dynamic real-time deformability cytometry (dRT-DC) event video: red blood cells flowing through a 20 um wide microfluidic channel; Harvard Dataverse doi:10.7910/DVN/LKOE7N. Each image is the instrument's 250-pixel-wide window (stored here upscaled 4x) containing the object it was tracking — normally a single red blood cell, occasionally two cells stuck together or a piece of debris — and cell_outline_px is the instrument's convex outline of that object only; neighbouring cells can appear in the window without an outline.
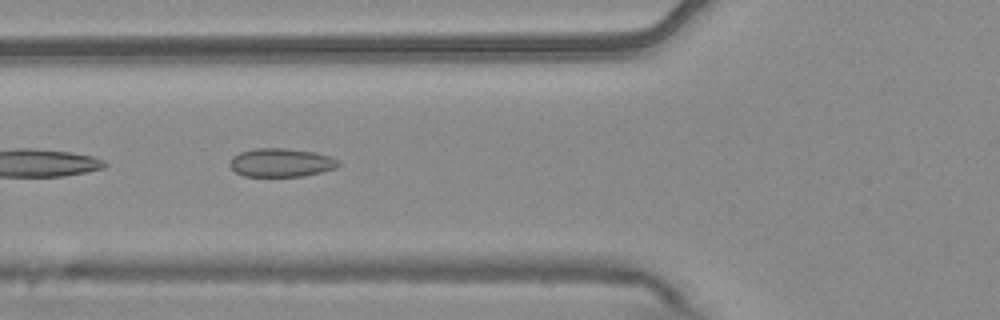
{"species": "common noctule bat (a hibernating species)", "species_latin": "Nyctalus noctula", "temperature_condition": "warm", "stored_images_in_passage": 6, "camera_frame_rate_fps": 3000, "um_per_image_px": 0.085, "animal": {"sex": "male", "body_mass_g": 20.4}, "frame": {"image": 1, "passage_image": 6, "time_ms": 1.667, "image_size_px": [1000, 320], "cell_outline_px": [[340, 164], [336, 168], [304, 176], [244, 176], [236, 172], [228, 164], [228, 160], [232, 156], [240, 152], [256, 148], [284, 148], [316, 152], [332, 156], [340, 160]], "centroid_in_image_um": [23.9, 13.81], "position_along_channel_um": 101.9, "area_um2": 18.26}}